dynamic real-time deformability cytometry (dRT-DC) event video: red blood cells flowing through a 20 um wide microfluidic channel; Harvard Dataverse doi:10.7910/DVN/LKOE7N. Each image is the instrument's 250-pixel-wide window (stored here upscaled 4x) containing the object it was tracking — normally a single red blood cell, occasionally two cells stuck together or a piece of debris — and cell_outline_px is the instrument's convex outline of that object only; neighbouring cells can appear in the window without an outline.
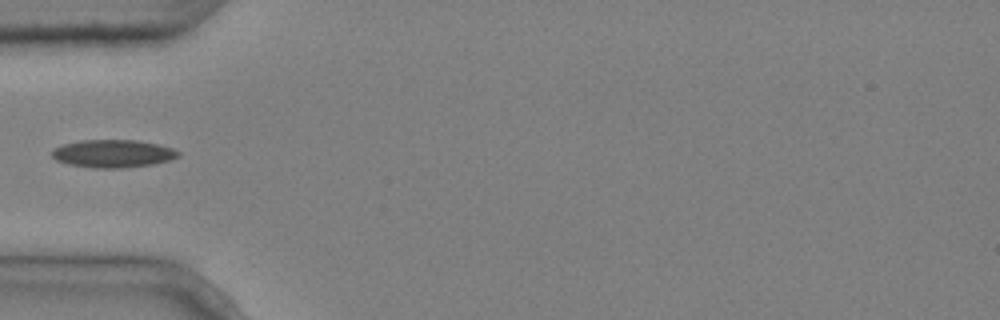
{"species": "common noctule bat (a hibernating species)", "species_latin": "Nyctalus noctula", "temperature_condition": "cold", "stored_images_in_passage": 2, "camera_frame_rate_fps": 3000, "um_per_image_px": 0.085, "animal": {"sex": "male", "body_mass_g": 20.4}, "frame": {"image": 1, "passage_image": 1, "time_ms": 0.0, "image_size_px": [1000, 320], "cell_outline_px": [[180, 156], [172, 160], [152, 164], [120, 168], [96, 168], [68, 164], [56, 160], [52, 156], [52, 148], [64, 144], [80, 140], [136, 140], [156, 144], [172, 148], [180, 152]], "centroid_in_image_um": [9.6, 13.05], "position_along_channel_um": 75.4, "area_um2": 20.46}}